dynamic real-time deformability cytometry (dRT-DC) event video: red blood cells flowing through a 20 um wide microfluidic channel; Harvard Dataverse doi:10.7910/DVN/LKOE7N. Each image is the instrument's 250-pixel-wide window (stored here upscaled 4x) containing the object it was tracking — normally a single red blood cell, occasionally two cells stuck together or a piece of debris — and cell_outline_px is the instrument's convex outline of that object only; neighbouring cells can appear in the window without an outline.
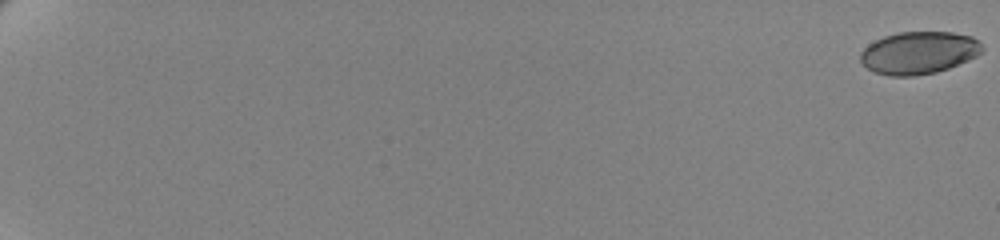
{"species": "human", "species_latin": "Homo sapiens", "temperature_condition": "cold", "stored_images_in_passage": 63, "camera_frame_rate_fps": 3000, "um_per_image_px": 0.085, "donor": {"sex": "female"}, "frame": {"image": 1, "passage_image": 1, "time_ms": 0.0, "image_size_px": [1000, 240], "cell_outline_px": [[984, 48], [976, 56], [968, 60], [948, 68], [936, 72], [912, 76], [888, 76], [876, 72], [868, 68], [860, 60], [860, 52], [868, 44], [884, 36], [896, 32], [952, 32], [972, 36]], "centroid_in_image_um": [78.08, 4.48], "position_along_channel_um": 6.9, "area_um2": 30.0}}
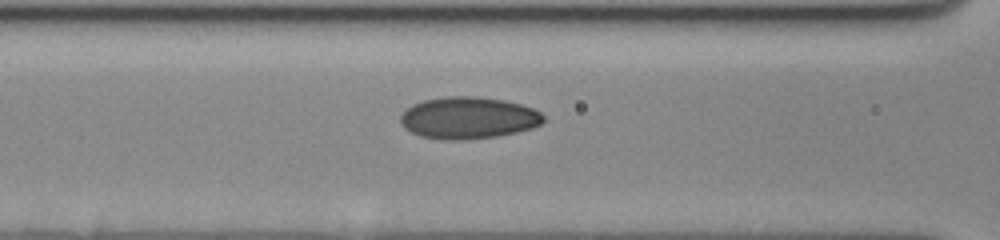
{"frame": {"image": 2, "passage_image": 32, "time_ms": 10.333, "image_size_px": [1000, 240], "cell_outline_px": [[544, 120], [540, 124], [532, 128], [516, 132], [496, 136], [464, 140], [448, 140], [420, 136], [404, 128], [400, 120], [400, 116], [412, 104], [424, 100], [448, 96], [480, 96], [504, 100], [520, 104], [532, 108], [540, 112], [544, 116]], "centroid_in_image_um": [39.81, 10.01], "position_along_channel_um": 126.8, "area_um2": 34.85}}
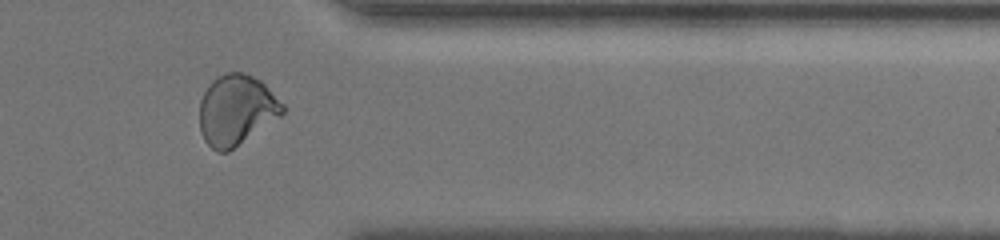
{"frame": {"image": 3, "passage_image": 55, "time_ms": 18.0, "image_size_px": [1000, 240], "cell_outline_px": [[284, 112], [280, 116], [228, 152], [216, 152], [204, 140], [200, 132], [200, 100], [208, 84], [216, 76], [224, 72], [244, 72], [260, 80], [284, 104]], "centroid_in_image_um": [20.06, 9.34], "position_along_channel_um": 391.3, "area_um2": 34.04}, "authors_computed_cell_mechanics": {"area_um2": 32.5992, "velocity_mm_per_s": 3.4848, "shape_relaxation_time_tau1_ms": 9.3008, "shape_relaxation_time_tau2_ms": 1.3988, "deformation_change_tau1": 0.188, "deformation_change_tau2": 0.0509}}